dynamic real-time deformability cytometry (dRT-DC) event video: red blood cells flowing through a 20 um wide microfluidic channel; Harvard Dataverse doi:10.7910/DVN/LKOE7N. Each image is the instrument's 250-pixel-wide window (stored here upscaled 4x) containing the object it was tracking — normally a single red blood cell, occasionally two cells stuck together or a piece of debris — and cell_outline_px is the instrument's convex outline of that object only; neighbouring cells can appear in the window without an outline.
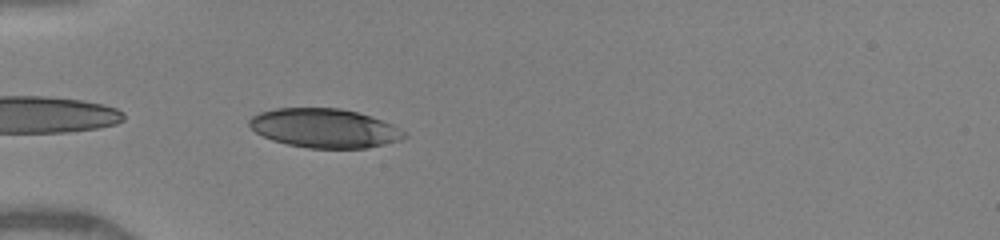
{"species": "human", "species_latin": "Homo sapiens", "temperature_condition": "warm", "stored_images_in_passage": 35, "camera_frame_rate_fps": 3000, "um_per_image_px": 0.085, "donor": {"sex": "female"}, "frame": {"image": 1, "passage_image": 1, "time_ms": 0.0, "image_size_px": [1000, 240], "cell_outline_px": [[408, 136], [400, 140], [368, 148], [308, 148], [288, 144], [272, 140], [256, 132], [248, 124], [248, 120], [252, 116], [260, 112], [276, 108], [340, 108], [356, 112], [392, 124], [404, 132]], "centroid_in_image_um": [27.56, 10.9], "position_along_channel_um": 57.4, "area_um2": 35.03}}
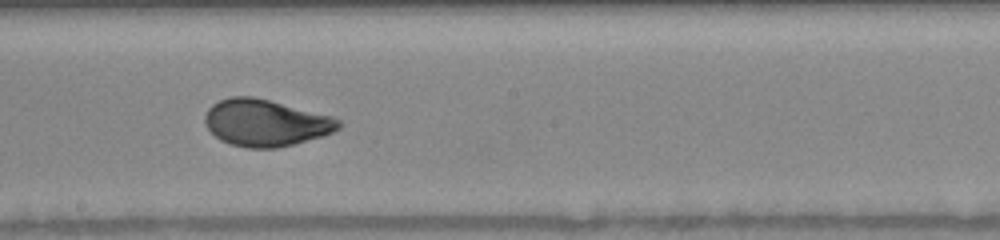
{"frame": {"image": 2, "passage_image": 14, "time_ms": 4.333, "image_size_px": [1000, 240], "cell_outline_px": [[344, 124], [340, 128], [332, 132], [320, 136], [292, 144], [276, 148], [248, 148], [232, 144], [220, 140], [208, 128], [204, 120], [204, 116], [208, 108], [212, 104], [220, 100], [232, 96], [252, 96], [332, 116], [340, 120]], "centroid_in_image_um": [22.57, 10.43], "position_along_channel_um": 225.6, "area_um2": 36.13}}
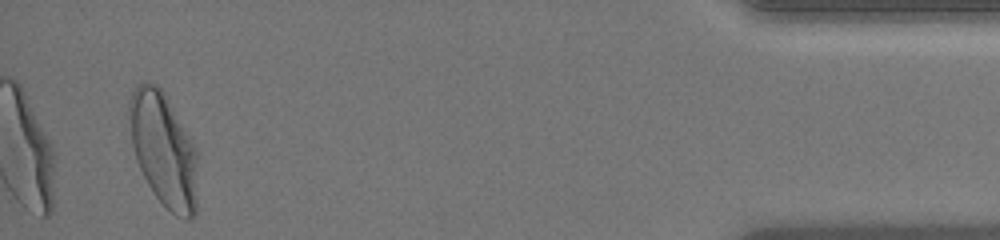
{"frame": {"image": 3, "passage_image": 33, "time_ms": 10.667, "image_size_px": [1000, 240], "cell_outline_px": [[196, 216], [188, 220], [176, 216], [156, 196], [148, 184], [136, 160], [132, 144], [128, 116], [128, 104], [132, 92], [140, 84], [156, 84], [164, 92], [196, 144]], "centroid_in_image_um": [13.92, 12.72], "position_along_channel_um": 421.3, "area_um2": 45.32}, "authors_computed_cell_mechanics": {"area_um2": 36.5296, "velocity_mm_per_s": 4.0973, "shape_relaxation_time_tau1_ms": 3.3488, "shape_relaxation_time_tau2_ms": null, "deformation_change_tau1": 0.1557, "deformation_change_tau2": null}}